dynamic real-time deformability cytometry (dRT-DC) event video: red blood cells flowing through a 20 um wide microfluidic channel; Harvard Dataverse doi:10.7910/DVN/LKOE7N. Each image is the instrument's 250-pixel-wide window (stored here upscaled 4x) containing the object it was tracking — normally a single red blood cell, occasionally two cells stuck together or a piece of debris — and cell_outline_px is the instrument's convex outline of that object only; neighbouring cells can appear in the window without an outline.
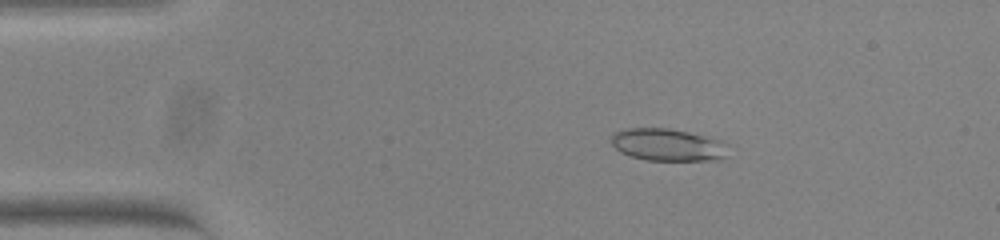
{"species": "common noctule bat (a hibernating species)", "species_latin": "Nyctalus noctula", "temperature_condition": "warm", "stored_images_in_passage": 53, "camera_frame_rate_fps": 3000, "um_per_image_px": 0.085, "animal": {"sex": "female", "body_mass_g": 23.0, "forearm_length_mm": 53.4}, "frame": {"image": 1, "passage_image": 9, "time_ms": 2.667, "image_size_px": [1000, 240], "cell_outline_px": [[728, 144], [724, 156], [720, 160], [648, 160], [632, 156], [620, 152], [612, 144], [612, 132], [628, 128], [668, 128], [688, 132], [720, 140]], "centroid_in_image_um": [56.74, 12.3], "position_along_channel_um": 28.3, "area_um2": 21.85}}
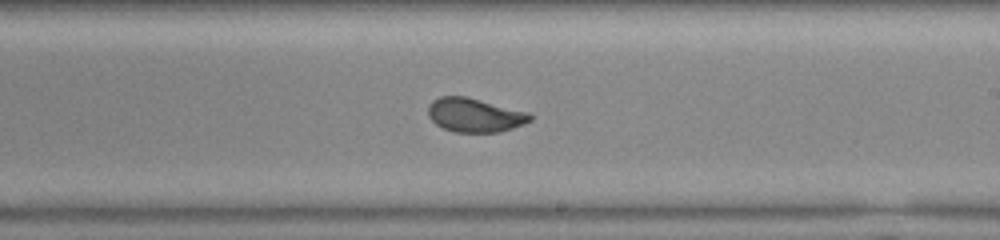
{"frame": {"image": 2, "passage_image": 31, "time_ms": 10.0, "image_size_px": [1000, 240], "cell_outline_px": [[532, 120], [524, 124], [500, 132], [456, 132], [444, 128], [436, 124], [428, 116], [428, 104], [432, 100], [440, 96], [464, 96], [528, 112], [532, 116]], "centroid_in_image_um": [40.33, 9.78], "position_along_channel_um": 248.7, "area_um2": 20.06}}
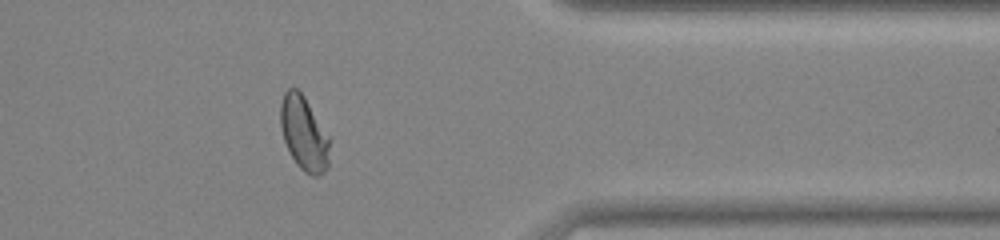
{"frame": {"image": 3, "passage_image": 43, "time_ms": 14.0, "image_size_px": [1000, 240], "cell_outline_px": [[328, 168], [324, 172], [316, 176], [312, 176], [304, 172], [296, 164], [284, 140], [280, 124], [280, 104], [284, 92], [288, 88], [296, 88], [304, 96], [328, 136]], "centroid_in_image_um": [25.8, 11.34], "position_along_channel_um": 385.6, "area_um2": 20.87}, "authors_computed_cell_mechanics": {"area_um2": 20.9814, "velocity_mm_per_s": 3.8153, "shape_relaxation_time_tau1_ms": 3.7884, "shape_relaxation_time_tau2_ms": null, "deformation_change_tau1": 0.1367, "deformation_change_tau2": null}}